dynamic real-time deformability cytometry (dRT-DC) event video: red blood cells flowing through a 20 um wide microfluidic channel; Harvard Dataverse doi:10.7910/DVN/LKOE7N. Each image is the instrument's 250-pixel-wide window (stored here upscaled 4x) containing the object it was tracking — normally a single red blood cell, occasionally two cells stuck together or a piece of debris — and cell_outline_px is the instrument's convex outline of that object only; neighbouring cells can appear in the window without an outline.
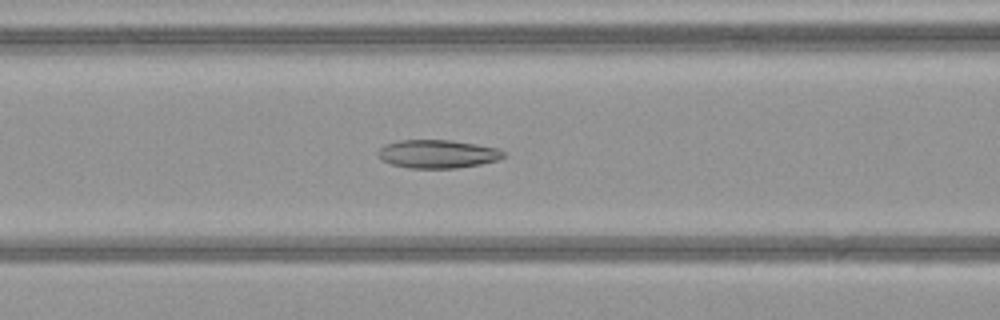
{"species": "common noctule bat (a hibernating species)", "species_latin": "Nyctalus noctula", "temperature_condition": "warm", "stored_images_in_passage": 44, "camera_frame_rate_fps": 3000, "um_per_image_px": 0.085, "animal": {"sex": "female", "body_mass_g": 21.9}, "frame": {"image": 1, "passage_image": 15, "time_ms": 4.667, "image_size_px": [1000, 320], "cell_outline_px": [[504, 156], [496, 160], [480, 164], [456, 168], [408, 168], [392, 164], [380, 160], [376, 156], [376, 152], [384, 144], [400, 140], [452, 140], [476, 144], [496, 148], [504, 152]], "centroid_in_image_um": [37.12, 13.08], "position_along_channel_um": 129.5, "area_um2": 20.75}}
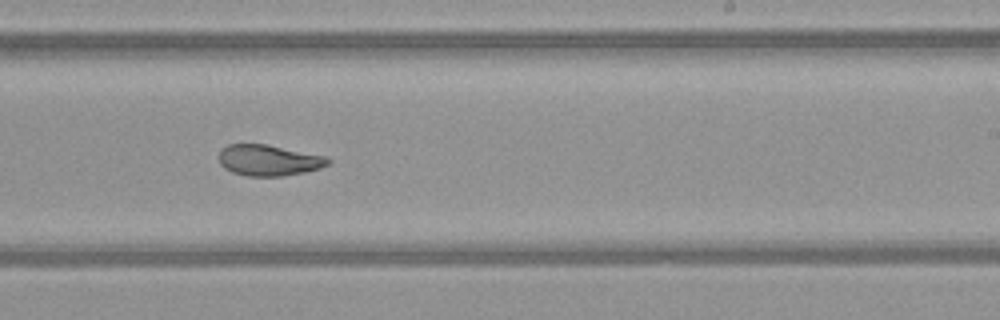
{"frame": {"image": 2, "passage_image": 25, "time_ms": 8.0, "image_size_px": [1000, 320], "cell_outline_px": [[332, 160], [328, 164], [320, 168], [304, 172], [284, 176], [248, 176], [232, 172], [224, 168], [220, 164], [220, 152], [228, 144], [268, 144], [328, 156]], "centroid_in_image_um": [22.89, 13.62], "position_along_channel_um": 266.1, "area_um2": 19.83}}
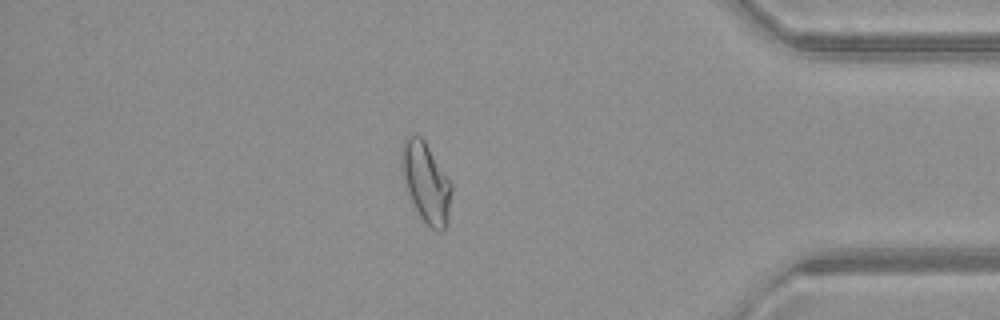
{"frame": {"image": 3, "passage_image": 37, "time_ms": 12.0, "image_size_px": [1000, 320], "cell_outline_px": [[452, 188], [448, 220], [444, 232], [436, 232], [420, 216], [412, 200], [400, 168], [400, 156], [404, 140], [412, 132], [420, 136], [424, 140], [452, 184]], "centroid_in_image_um": [36.22, 15.49], "position_along_channel_um": 399.0, "area_um2": 23.06}, "authors_computed_cell_mechanics": {"area_um2": 21.7617, "velocity_mm_per_s": 4.1072, "shape_relaxation_time_tau1_ms": 8.7461, "shape_relaxation_time_tau2_ms": 1.9582, "deformation_change_tau1": 0.2146, "deformation_change_tau2": 0.0694}}